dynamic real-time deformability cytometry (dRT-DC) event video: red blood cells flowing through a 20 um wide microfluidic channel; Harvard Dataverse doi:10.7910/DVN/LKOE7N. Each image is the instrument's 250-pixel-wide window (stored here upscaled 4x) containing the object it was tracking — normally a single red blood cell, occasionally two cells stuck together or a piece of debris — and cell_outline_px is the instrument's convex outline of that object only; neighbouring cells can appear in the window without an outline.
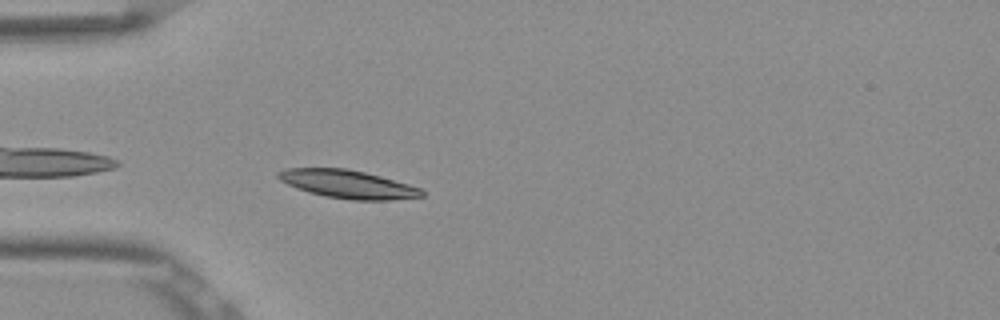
{"species": "Egyptian fruit bat (a non-hibernating species)", "species_latin": "Rousettus aegyptiacus", "temperature_condition": "room temperature", "stored_images_in_passage": 39, "camera_frame_rate_fps": 3000, "um_per_image_px": 0.085, "frame": {"image": 1, "passage_image": 2, "time_ms": 0.333, "image_size_px": [1000, 320], "cell_outline_px": [[424, 196], [392, 200], [352, 200], [324, 196], [308, 192], [296, 188], [280, 180], [276, 176], [276, 172], [284, 168], [348, 168], [380, 176], [408, 184], [420, 188], [424, 192]], "centroid_in_image_um": [29.53, 15.65], "position_along_channel_um": 55.5, "area_um2": 23.64}}
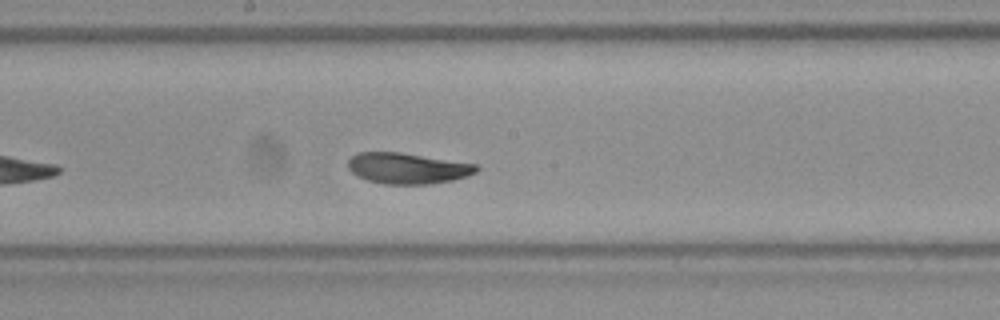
{"frame": {"image": 2, "passage_image": 15, "time_ms": 4.667, "image_size_px": [1000, 320], "cell_outline_px": [[480, 168], [476, 172], [468, 176], [452, 180], [428, 184], [384, 184], [368, 180], [352, 172], [348, 168], [348, 160], [356, 152], [400, 152], [476, 164]], "centroid_in_image_um": [34.64, 14.3], "position_along_channel_um": 213.6, "area_um2": 23.0}}
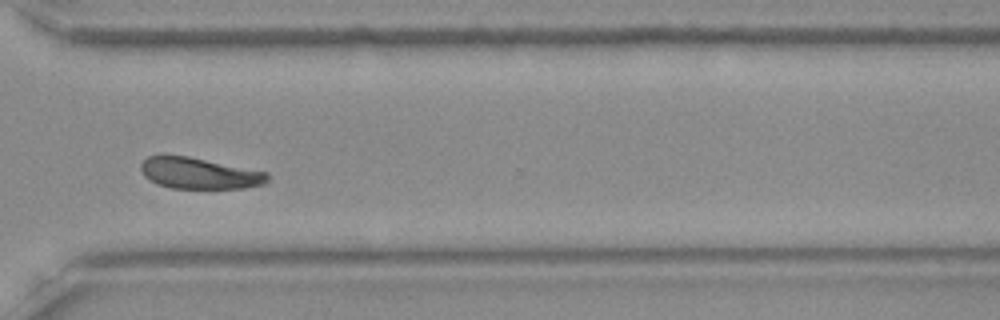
{"frame": {"image": 3, "passage_image": 26, "time_ms": 8.333, "image_size_px": [1000, 320], "cell_outline_px": [[268, 180], [264, 184], [244, 188], [172, 188], [156, 184], [144, 176], [140, 168], [140, 164], [148, 156], [164, 152], [188, 156], [268, 172]], "centroid_in_image_um": [16.87, 14.7], "position_along_channel_um": 353.7, "area_um2": 23.47}, "authors_computed_cell_mechanics": {"area_um2": 23.1778, "velocity_mm_per_s": 3.8192, "shape_relaxation_time_tau1_ms": 2.4675, "shape_relaxation_time_tau2_ms": 1.5945, "deformation_change_tau1": 0.1303, "deformation_change_tau2": 0.075}}